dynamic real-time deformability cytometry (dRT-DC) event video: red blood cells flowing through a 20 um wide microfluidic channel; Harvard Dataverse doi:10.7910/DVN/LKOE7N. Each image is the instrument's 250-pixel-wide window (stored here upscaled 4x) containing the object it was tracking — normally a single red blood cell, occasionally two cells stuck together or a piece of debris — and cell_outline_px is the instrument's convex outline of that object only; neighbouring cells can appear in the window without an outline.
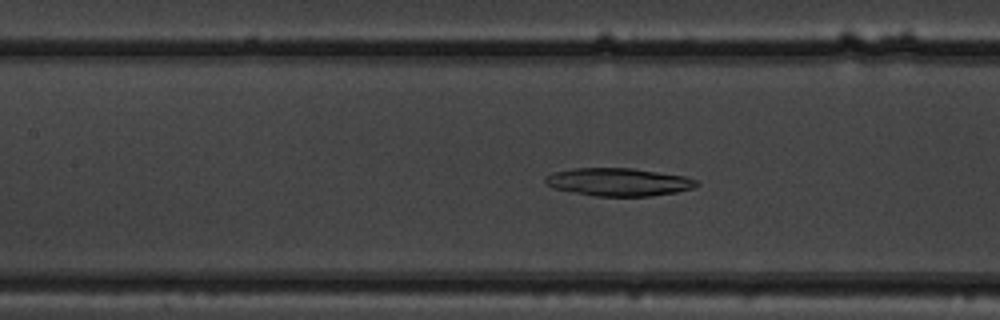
{"species": "common noctule bat (a hibernating species)", "species_latin": "Nyctalus noctula", "temperature_condition": "warm", "stored_images_in_passage": 46, "segment_of_instrument_passage": [1, 2], "camera_frame_rate_fps": 3000, "um_per_image_px": 0.085, "animal": {"sex": "male", "body_mass_g": 19.5, "forearm_length_mm": 54.6}, "frame": {"image": 1, "passage_image": 23, "time_ms": 7.333, "image_size_px": [1000, 320], "cell_outline_px": [[700, 184], [692, 188], [676, 192], [648, 196], [596, 196], [552, 188], [544, 184], [544, 176], [552, 172], [572, 168], [632, 168], [684, 176], [696, 180]], "centroid_in_image_um": [52.51, 15.46], "position_along_channel_um": 154.9, "area_um2": 24.62}}
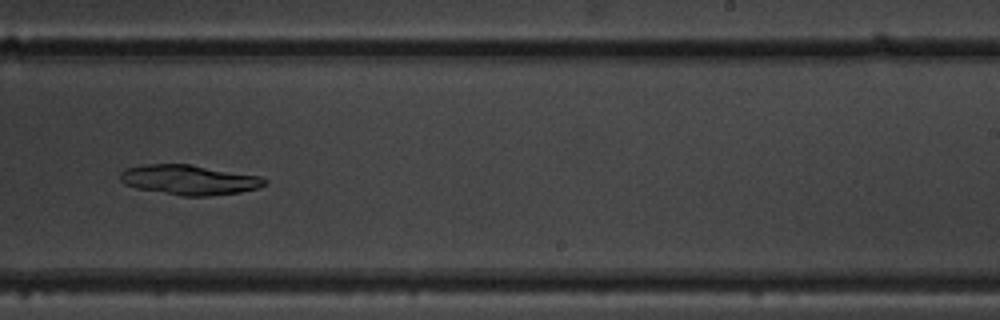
{"frame": {"image": 2, "passage_image": 32, "time_ms": 10.333, "image_size_px": [1000, 320], "cell_outline_px": [[268, 184], [256, 188], [240, 192], [208, 196], [184, 196], [136, 188], [124, 184], [120, 180], [120, 172], [124, 168], [144, 164], [188, 164], [260, 176], [268, 180]], "centroid_in_image_um": [16.06, 15.28], "position_along_channel_um": 272.9, "area_um2": 25.14}}
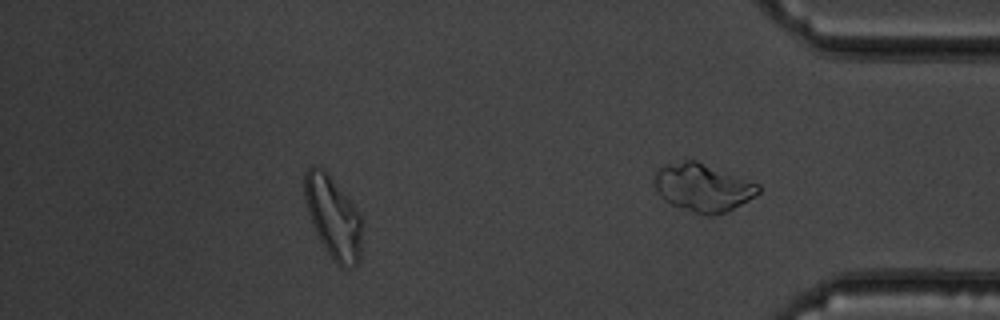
{"frame": {"image": 3, "passage_image": 40, "time_ms": 13.0, "image_size_px": [1000, 320], "cell_outline_px": [[360, 260], [356, 264], [344, 268], [336, 264], [324, 248], [312, 224], [304, 200], [304, 172], [312, 164], [324, 168], [356, 208], [360, 216]], "centroid_in_image_um": [28.27, 18.43], "position_along_channel_um": 406.9, "area_um2": 27.22}}